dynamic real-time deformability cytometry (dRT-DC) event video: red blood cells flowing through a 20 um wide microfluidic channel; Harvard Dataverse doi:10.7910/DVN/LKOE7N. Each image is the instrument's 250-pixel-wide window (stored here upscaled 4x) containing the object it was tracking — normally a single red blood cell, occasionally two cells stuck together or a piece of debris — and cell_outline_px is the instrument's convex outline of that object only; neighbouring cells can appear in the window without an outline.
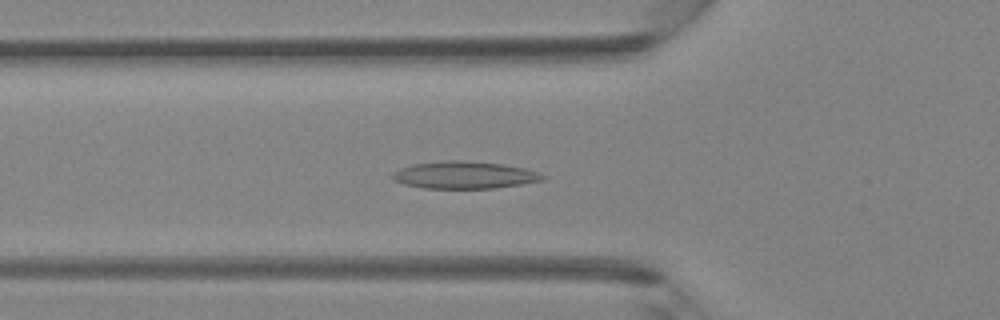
{"species": "Egyptian fruit bat (a non-hibernating species)", "species_latin": "Rousettus aegyptiacus", "temperature_condition": "room temperature", "stored_images_in_passage": 33, "camera_frame_rate_fps": 3000, "um_per_image_px": 0.085, "animal": {"sex": "female"}, "frame": {"image": 1, "passage_image": 6, "time_ms": 1.667, "image_size_px": [1000, 320], "cell_outline_px": [[548, 176], [544, 180], [496, 188], [424, 188], [404, 184], [392, 180], [392, 172], [400, 168], [412, 164], [452, 160], [456, 160], [504, 164], [528, 168], [540, 172]], "centroid_in_image_um": [39.52, 14.88], "position_along_channel_um": 86.3, "area_um2": 23.99}}
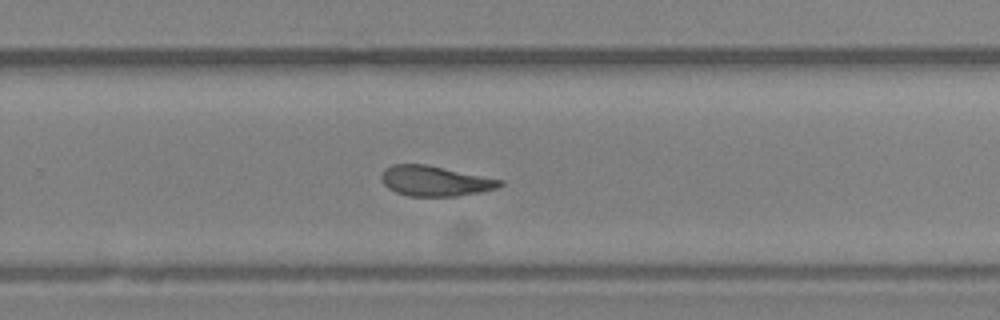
{"frame": {"image": 2, "passage_image": 19, "time_ms": 6.0, "image_size_px": [1000, 320], "cell_outline_px": [[504, 184], [496, 188], [480, 192], [456, 196], [408, 196], [396, 192], [388, 188], [380, 180], [380, 176], [384, 168], [392, 164], [424, 164], [504, 180]], "centroid_in_image_um": [36.94, 15.38], "position_along_channel_um": 292.9, "area_um2": 20.87}}
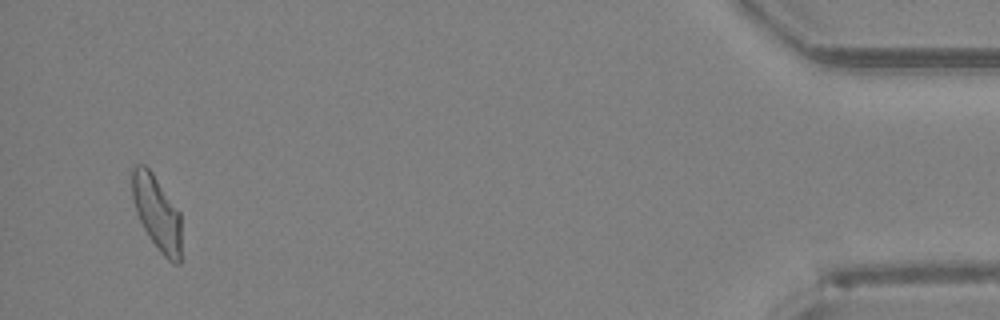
{"frame": {"image": 3, "passage_image": 32, "time_ms": 10.333, "image_size_px": [1000, 320], "cell_outline_px": [[180, 264], [172, 264], [160, 252], [148, 236], [136, 212], [132, 196], [132, 164], [144, 164], [152, 172], [180, 212]], "centroid_in_image_um": [13.32, 18.08], "position_along_channel_um": 421.9, "area_um2": 21.33}}